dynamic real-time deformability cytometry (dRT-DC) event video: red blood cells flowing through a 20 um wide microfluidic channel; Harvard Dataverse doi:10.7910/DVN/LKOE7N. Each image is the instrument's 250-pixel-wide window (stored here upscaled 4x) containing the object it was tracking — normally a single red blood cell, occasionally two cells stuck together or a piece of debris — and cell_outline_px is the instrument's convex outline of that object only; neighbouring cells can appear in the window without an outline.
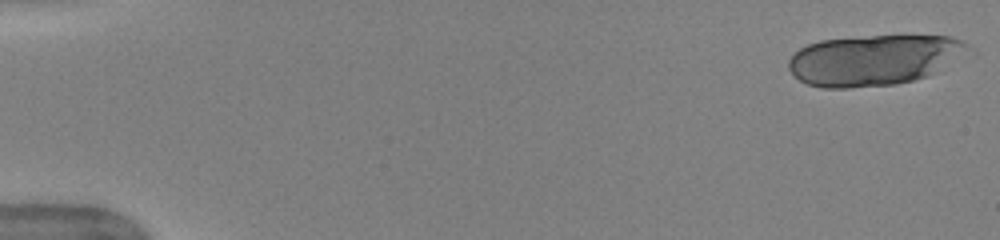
{"species": "human", "species_latin": "Homo sapiens", "temperature_condition": "warm", "stored_images_in_passage": 12, "camera_frame_rate_fps": 3000, "um_per_image_px": 0.085, "donor": {"sex": "female"}, "frame": {"image": 1, "passage_image": 1, "time_ms": 0.0, "image_size_px": [1000, 240], "cell_outline_px": [[968, 48], [928, 76], [896, 84], [848, 88], [820, 88], [808, 84], [800, 80], [788, 68], [788, 60], [800, 48], [808, 44], [820, 40], [872, 36], [952, 36], [968, 44]], "centroid_in_image_um": [74.17, 5.11], "position_along_channel_um": 10.8, "area_um2": 51.96}}